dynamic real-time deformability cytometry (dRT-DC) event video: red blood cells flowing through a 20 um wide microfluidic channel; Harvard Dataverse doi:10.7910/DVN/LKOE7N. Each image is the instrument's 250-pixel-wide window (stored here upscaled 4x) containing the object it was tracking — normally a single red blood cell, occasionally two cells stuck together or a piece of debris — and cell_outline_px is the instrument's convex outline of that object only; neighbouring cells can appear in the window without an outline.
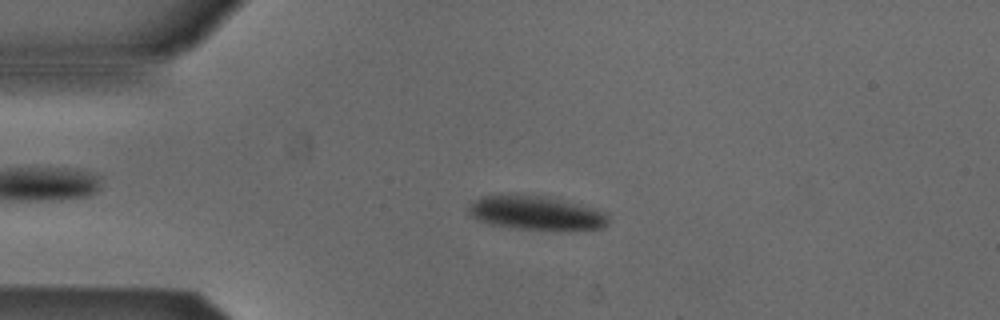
{"species": "Egyptian fruit bat (a non-hibernating species)", "species_latin": "Rousettus aegyptiacus", "temperature_condition": "cold", "stored_images_in_passage": 29, "camera_frame_rate_fps": 3000, "um_per_image_px": 0.085, "animal": {"sex": "male"}, "frame": {"image": 1, "passage_image": 11, "time_ms": 3.333, "image_size_px": [1000, 320], "cell_outline_px": [[608, 224], [604, 228], [516, 228], [488, 224], [476, 220], [468, 212], [468, 204], [472, 200], [480, 196], [512, 192], [540, 196], [592, 208], [604, 212], [608, 216]], "centroid_in_image_um": [45.39, 18.05], "position_along_channel_um": 39.6, "area_um2": 27.28}}
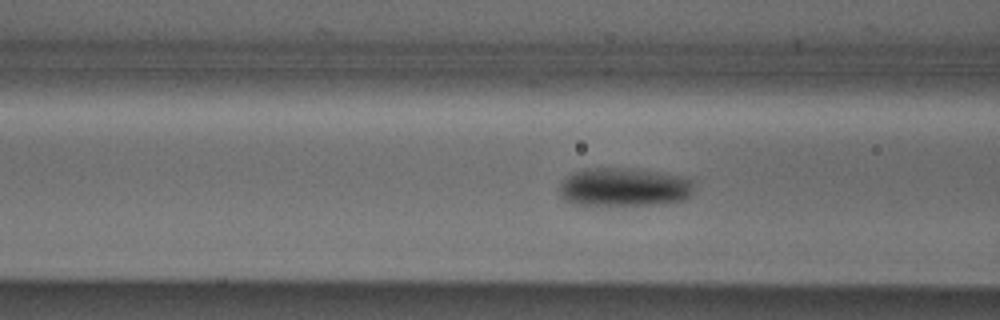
{"frame": {"image": 2, "passage_image": 19, "time_ms": 6.0, "image_size_px": [1000, 320], "cell_outline_px": [[692, 196], [688, 200], [660, 204], [572, 204], [564, 200], [560, 196], [560, 184], [572, 172], [584, 168], [628, 168], [664, 172], [680, 176], [692, 180]], "centroid_in_image_um": [53.07, 15.89], "position_along_channel_um": 113.5, "area_um2": 30.35}}
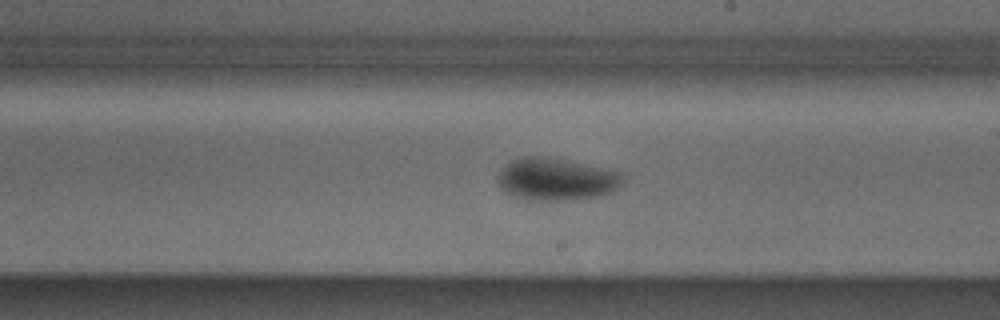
{"frame": {"image": 3, "passage_image": 29, "time_ms": 9.333, "image_size_px": [1000, 320], "cell_outline_px": [[624, 184], [612, 192], [600, 196], [568, 200], [528, 200], [516, 196], [508, 192], [496, 180], [500, 172], [512, 160], [524, 156], [540, 156], [564, 160], [620, 172], [624, 180]], "centroid_in_image_um": [47.32, 15.25], "position_along_channel_um": 241.7, "area_um2": 30.35}}